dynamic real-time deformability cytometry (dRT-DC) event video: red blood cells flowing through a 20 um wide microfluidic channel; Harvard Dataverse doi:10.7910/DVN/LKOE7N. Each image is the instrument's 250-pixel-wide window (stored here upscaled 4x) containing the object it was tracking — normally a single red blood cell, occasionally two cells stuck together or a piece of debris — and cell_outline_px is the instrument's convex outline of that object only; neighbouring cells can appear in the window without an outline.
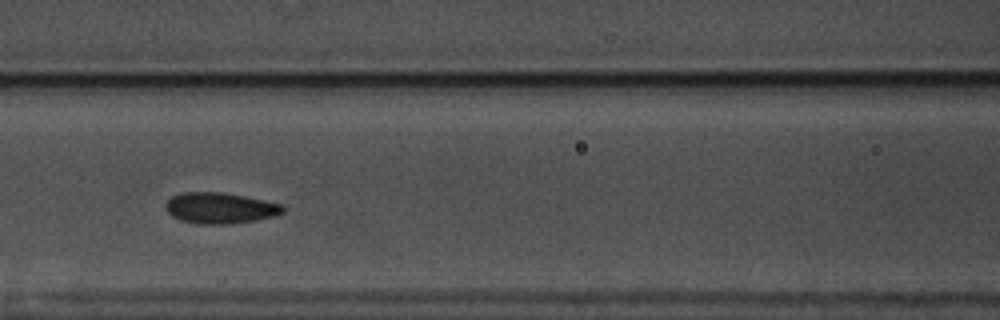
{"species": "common noctule bat (a hibernating species)", "species_latin": "Nyctalus noctula", "temperature_condition": "warm", "stored_images_in_passage": 51, "camera_frame_rate_fps": 3000, "um_per_image_px": 0.085, "animal": {"sex": "male", "body_mass_g": 17.5, "forearm_length_mm": 52.3}, "frame": {"image": 1, "passage_image": 19, "time_ms": 6.0, "image_size_px": [1000, 320], "cell_outline_px": [[284, 212], [276, 216], [256, 220], [228, 224], [196, 224], [180, 220], [172, 216], [164, 208], [164, 204], [172, 196], [180, 192], [220, 192], [244, 196], [284, 204]], "centroid_in_image_um": [18.7, 17.68], "position_along_channel_um": 147.9, "area_um2": 21.39}}
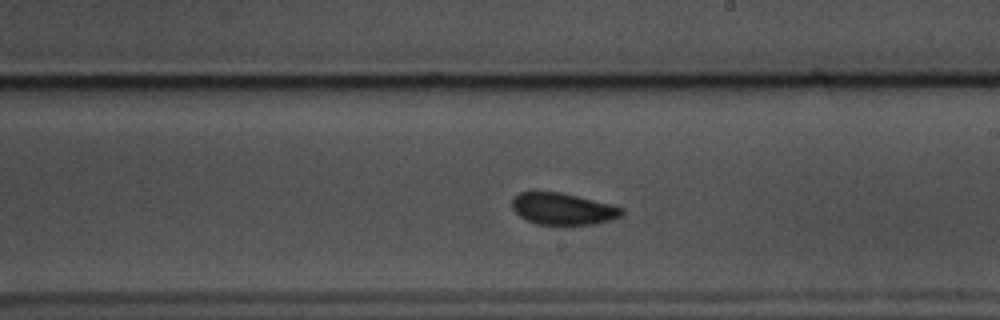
{"frame": {"image": 2, "passage_image": 27, "time_ms": 8.667, "image_size_px": [1000, 320], "cell_outline_px": [[624, 212], [620, 216], [596, 224], [536, 224], [520, 216], [512, 208], [512, 196], [520, 192], [536, 188], [560, 192], [624, 208]], "centroid_in_image_um": [47.75, 17.7], "position_along_channel_um": 241.3, "area_um2": 20.52}}
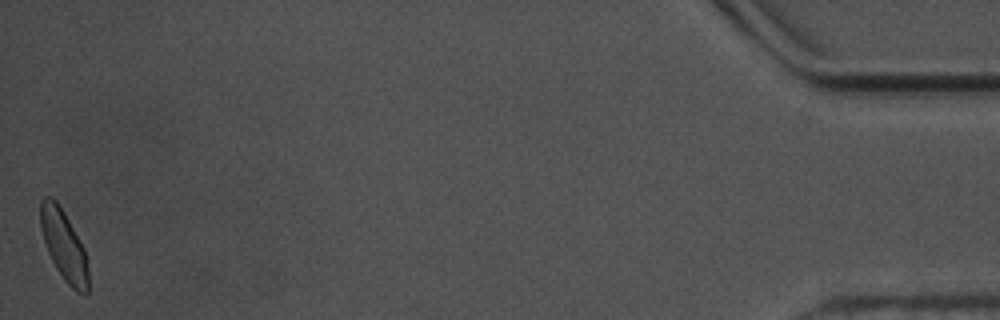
{"frame": {"image": 3, "passage_image": 51, "time_ms": 16.667, "image_size_px": [1000, 320], "cell_outline_px": [[88, 292], [76, 292], [64, 280], [56, 268], [48, 252], [40, 228], [40, 200], [44, 196], [48, 196], [56, 200], [68, 220], [84, 248], [88, 268]], "centroid_in_image_um": [5.41, 20.84], "position_along_channel_um": 429.8, "area_um2": 19.31}, "authors_computed_cell_mechanics": {"area_um2": 20.1722, "velocity_mm_per_s": 3.5226, "shape_relaxation_time_tau1_ms": 2.9591, "shape_relaxation_time_tau2_ms": 1.0636, "deformation_change_tau1": 0.0839, "deformation_change_tau2": 0.0608}}